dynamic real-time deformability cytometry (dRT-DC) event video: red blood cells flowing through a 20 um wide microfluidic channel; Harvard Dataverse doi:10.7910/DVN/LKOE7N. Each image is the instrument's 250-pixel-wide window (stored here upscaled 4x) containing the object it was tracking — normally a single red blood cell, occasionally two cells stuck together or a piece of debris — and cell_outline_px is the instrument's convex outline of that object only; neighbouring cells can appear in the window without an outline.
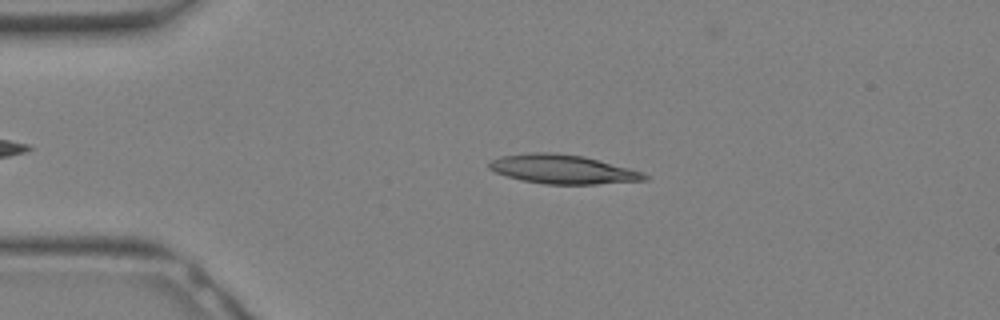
{"species": "Egyptian fruit bat (a non-hibernating species)", "species_latin": "Rousettus aegyptiacus", "temperature_condition": "warm", "stored_images_in_passage": 22, "camera_frame_rate_fps": 3000, "um_per_image_px": 0.085, "animal": {"sex": "female"}, "frame": {"image": 1, "passage_image": 6, "time_ms": 1.667, "image_size_px": [1000, 320], "cell_outline_px": [[648, 180], [596, 184], [544, 184], [520, 180], [496, 172], [488, 168], [488, 164], [492, 160], [500, 156], [532, 152], [552, 152], [584, 156], [644, 172], [648, 176]], "centroid_in_image_um": [47.84, 14.38], "position_along_channel_um": 37.2, "area_um2": 26.3}}
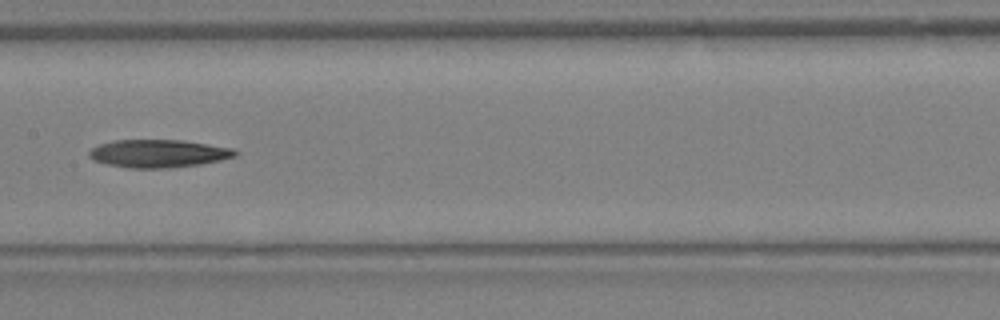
{"frame": {"image": 2, "passage_image": 15, "time_ms": 4.667, "image_size_px": [1000, 320], "cell_outline_px": [[240, 152], [236, 156], [220, 160], [200, 164], [172, 168], [128, 168], [108, 164], [92, 160], [88, 156], [88, 152], [92, 148], [100, 144], [112, 140], [184, 140], [232, 148]], "centroid_in_image_um": [13.46, 13.05], "position_along_channel_um": 193.9, "area_um2": 23.87}}
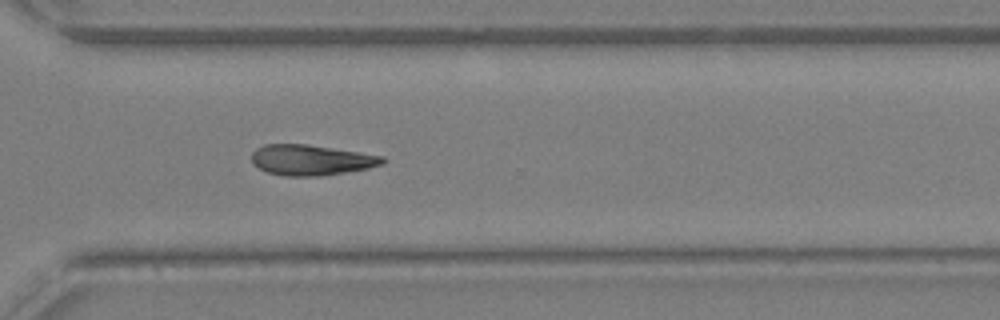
{"frame": {"image": 3, "passage_image": 22, "time_ms": 7.0, "image_size_px": [1000, 320], "cell_outline_px": [[388, 160], [384, 164], [368, 168], [320, 176], [284, 176], [268, 172], [252, 164], [252, 152], [256, 148], [264, 144], [308, 144], [384, 156]], "centroid_in_image_um": [26.46, 13.59], "position_along_channel_um": 344.1, "area_um2": 23.35}}